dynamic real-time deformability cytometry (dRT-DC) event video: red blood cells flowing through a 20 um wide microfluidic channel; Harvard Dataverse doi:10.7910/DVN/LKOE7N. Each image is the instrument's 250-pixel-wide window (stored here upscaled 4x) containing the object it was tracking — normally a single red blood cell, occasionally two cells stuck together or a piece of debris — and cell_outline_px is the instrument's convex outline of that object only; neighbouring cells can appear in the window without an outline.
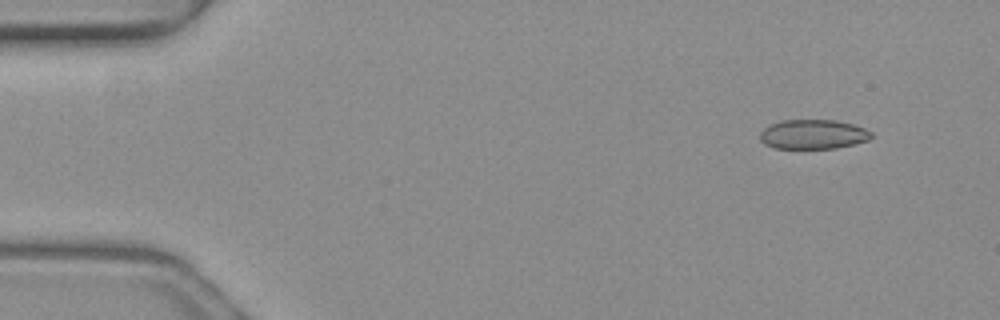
{"species": "common noctule bat (a hibernating species)", "species_latin": "Nyctalus noctula", "temperature_condition": "warm", "stored_images_in_passage": 46, "camera_frame_rate_fps": 3000, "um_per_image_px": 0.085, "animal": {"sex": "female", "body_mass_g": 19.3, "forearm_length_mm": 54.1}, "frame": {"image": 1, "passage_image": 1, "time_ms": 0.0, "image_size_px": [1000, 320], "cell_outline_px": [[872, 136], [868, 140], [836, 148], [776, 148], [764, 144], [760, 140], [760, 132], [764, 128], [780, 120], [836, 120], [852, 124], [864, 128], [872, 132]], "centroid_in_image_um": [69.1, 11.41], "position_along_channel_um": 15.9, "area_um2": 19.02}}
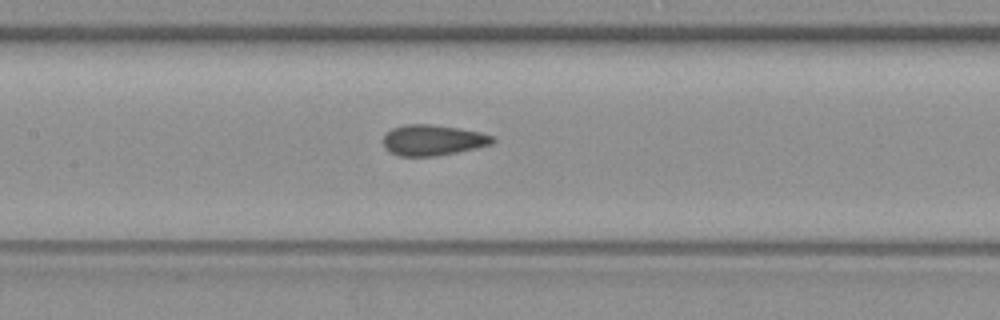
{"frame": {"image": 2, "passage_image": 20, "time_ms": 6.333, "image_size_px": [1000, 320], "cell_outline_px": [[496, 140], [492, 144], [456, 152], [436, 156], [400, 156], [384, 148], [384, 136], [392, 128], [408, 124], [432, 124], [460, 128], [480, 132], [492, 136]], "centroid_in_image_um": [36.8, 11.9], "position_along_channel_um": 170.6, "area_um2": 19.42}}
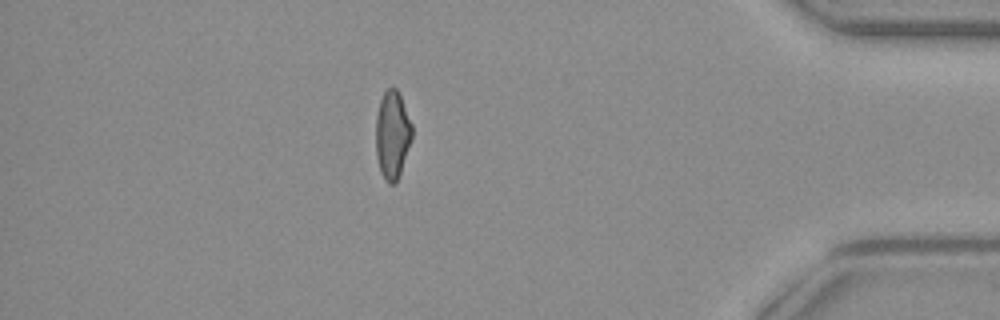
{"frame": {"image": 3, "passage_image": 40, "time_ms": 13.0, "image_size_px": [1000, 320], "cell_outline_px": [[412, 136], [396, 184], [388, 184], [384, 180], [380, 172], [376, 156], [376, 116], [380, 100], [384, 92], [388, 88], [396, 88], [400, 92], [412, 124]], "centroid_in_image_um": [33.34, 11.45], "position_along_channel_um": 401.9, "area_um2": 18.67}, "authors_computed_cell_mechanics": {"area_um2": 19.4208, "velocity_mm_per_s": 4.1303, "shape_relaxation_time_tau1_ms": null, "shape_relaxation_time_tau2_ms": 1.3461, "deformation_change_tau1": null, "deformation_change_tau2": 0.0778}}